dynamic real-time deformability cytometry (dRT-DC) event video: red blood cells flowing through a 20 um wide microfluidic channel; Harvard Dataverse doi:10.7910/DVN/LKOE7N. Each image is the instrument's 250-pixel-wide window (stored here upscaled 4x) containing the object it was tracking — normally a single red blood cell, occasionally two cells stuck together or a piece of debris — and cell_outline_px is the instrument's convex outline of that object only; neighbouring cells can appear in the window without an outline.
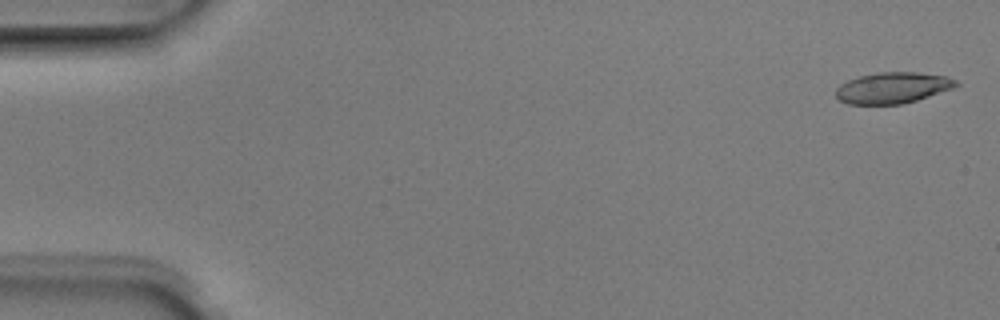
{"species": "Egyptian fruit bat (a non-hibernating species)", "species_latin": "Rousettus aegyptiacus", "temperature_condition": "room temperature", "stored_images_in_passage": 4, "camera_frame_rate_fps": 3000, "um_per_image_px": 0.085, "animal": {"sex": "male"}, "frame": {"image": 1, "passage_image": 1, "time_ms": 0.0, "image_size_px": [1000, 320], "cell_outline_px": [[960, 84], [956, 88], [904, 104], [848, 104], [840, 100], [836, 96], [836, 88], [840, 84], [848, 80], [860, 76], [876, 72], [920, 72], [944, 76], [956, 80]], "centroid_in_image_um": [75.91, 7.46], "position_along_channel_um": 9.1, "area_um2": 21.96}}
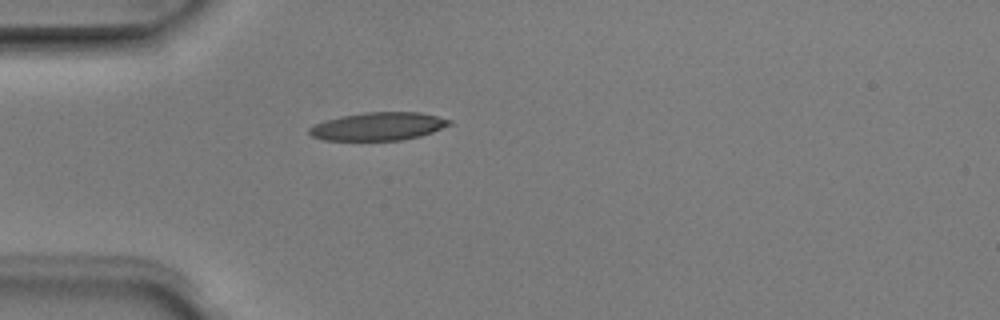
{"frame": {"image": 2, "passage_image": 4, "time_ms": 1.0, "image_size_px": [1000, 320], "cell_outline_px": [[452, 124], [432, 132], [420, 136], [404, 140], [324, 140], [312, 136], [308, 132], [308, 128], [316, 124], [340, 116], [364, 112], [420, 112], [452, 120]], "centroid_in_image_um": [32.17, 10.74], "position_along_channel_um": 52.8, "area_um2": 22.83}}